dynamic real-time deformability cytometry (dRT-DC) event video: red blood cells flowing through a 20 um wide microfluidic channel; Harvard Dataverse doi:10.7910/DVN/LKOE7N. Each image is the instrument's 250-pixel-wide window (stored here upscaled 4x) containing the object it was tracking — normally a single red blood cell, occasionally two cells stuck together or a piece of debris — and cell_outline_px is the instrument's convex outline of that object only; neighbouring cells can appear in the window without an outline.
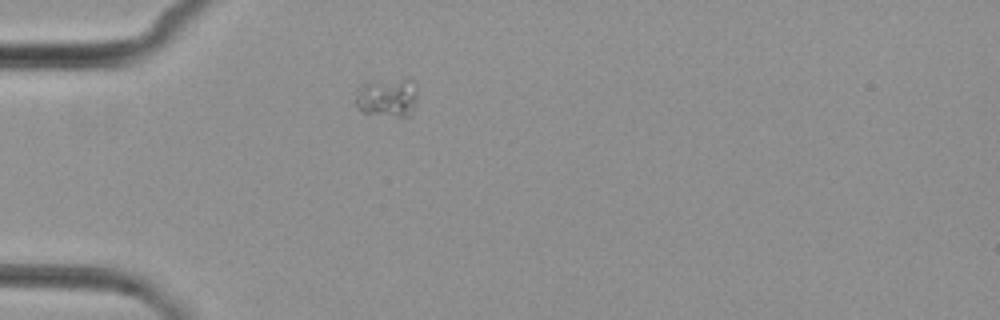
{"species": "common noctule bat (a hibernating species)", "species_latin": "Nyctalus noctula", "temperature_condition": "cold", "stored_images_in_passage": 1, "camera_frame_rate_fps": 3000, "um_per_image_px": 0.085, "animal": {"sex": "female", "body_mass_g": 29.2, "forearm_length_mm": 56.3}, "frame": {"image": 1, "passage_image": 1, "time_ms": 0.0, "image_size_px": [1000, 320], "cell_outline_px": [[416, 104], [412, 116], [400, 116], [360, 112], [356, 108], [356, 88], [364, 80], [408, 80], [416, 88]], "centroid_in_image_um": [32.85, 8.28], "position_along_channel_um": 52.1, "area_um2": 14.22}}